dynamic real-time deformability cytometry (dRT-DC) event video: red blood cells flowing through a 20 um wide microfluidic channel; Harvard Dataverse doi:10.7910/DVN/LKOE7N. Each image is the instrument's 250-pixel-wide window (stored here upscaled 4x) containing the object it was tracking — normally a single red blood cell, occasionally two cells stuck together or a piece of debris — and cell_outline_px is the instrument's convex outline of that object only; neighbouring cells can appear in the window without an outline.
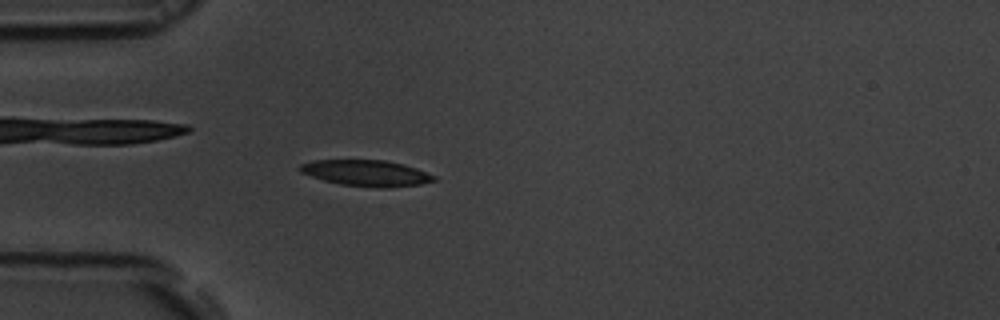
{"species": "common noctule bat (a hibernating species)", "species_latin": "Nyctalus noctula", "temperature_condition": "room temperature", "stored_images_in_passage": 54, "camera_frame_rate_fps": 3000, "um_per_image_px": 0.085, "animal": {"sex": "male", "body_mass_g": 19.5, "forearm_length_mm": 54.6}, "frame": {"image": 1, "passage_image": 15, "time_ms": 4.667, "image_size_px": [1000, 320], "cell_outline_px": [[436, 180], [420, 184], [388, 188], [376, 188], [340, 184], [324, 180], [300, 172], [300, 164], [312, 160], [384, 160], [404, 164], [416, 168], [436, 176]], "centroid_in_image_um": [31.15, 14.71], "position_along_channel_um": 53.8, "area_um2": 20.35}}
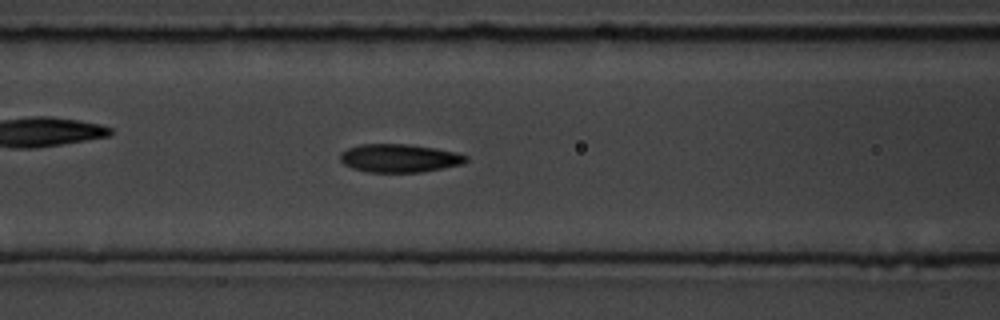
{"frame": {"image": 2, "passage_image": 22, "time_ms": 7.0, "image_size_px": [1000, 320], "cell_outline_px": [[468, 160], [460, 164], [420, 172], [368, 172], [352, 168], [344, 164], [340, 160], [340, 152], [348, 148], [360, 144], [408, 144], [436, 148], [456, 152], [468, 156]], "centroid_in_image_um": [33.92, 13.43], "position_along_channel_um": 132.7, "area_um2": 20.63}}
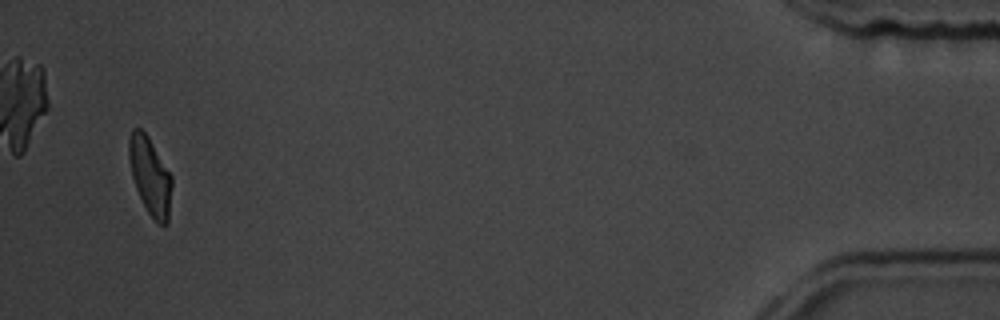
{"frame": {"image": 3, "passage_image": 52, "time_ms": 17.0, "image_size_px": [1000, 320], "cell_outline_px": [[172, 184], [168, 224], [160, 224], [148, 212], [136, 188], [132, 176], [128, 156], [128, 140], [132, 128], [140, 128], [148, 136], [172, 176]], "centroid_in_image_um": [12.76, 14.92], "position_along_channel_um": 422.4, "area_um2": 19.19}, "authors_computed_cell_mechanics": {"area_um2": 19.8832, "velocity_mm_per_s": 3.7141, "shape_relaxation_time_tau1_ms": 2.525, "shape_relaxation_time_tau2_ms": 1.6967, "deformation_change_tau1": 0.1433, "deformation_change_tau2": 0.0722}}